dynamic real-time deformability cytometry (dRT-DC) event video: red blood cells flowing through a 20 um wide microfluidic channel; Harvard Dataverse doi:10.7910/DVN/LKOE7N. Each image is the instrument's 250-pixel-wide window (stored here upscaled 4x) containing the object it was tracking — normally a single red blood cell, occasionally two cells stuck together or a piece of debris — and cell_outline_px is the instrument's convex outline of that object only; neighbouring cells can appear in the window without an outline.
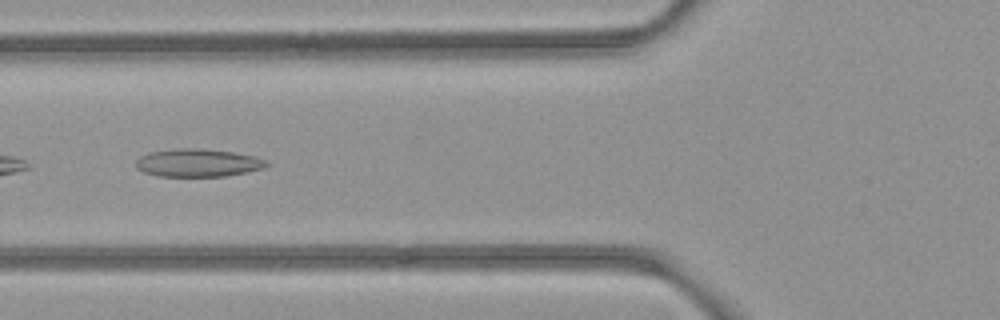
{"species": "common noctule bat (a hibernating species)", "species_latin": "Nyctalus noctula", "temperature_condition": "room temperature", "stored_images_in_passage": 7, "camera_frame_rate_fps": 3000, "um_per_image_px": 0.085, "animal": {"sex": "female", "body_mass_g": 21.9}, "frame": {"image": 1, "passage_image": 6, "time_ms": 1.667, "image_size_px": [1000, 320], "cell_outline_px": [[272, 164], [264, 168], [248, 172], [224, 176], [156, 176], [144, 172], [136, 168], [136, 160], [140, 156], [148, 152], [180, 148], [200, 148], [232, 152], [252, 156], [264, 160]], "centroid_in_image_um": [16.8, 13.84], "position_along_channel_um": 109.0, "area_um2": 21.27}}
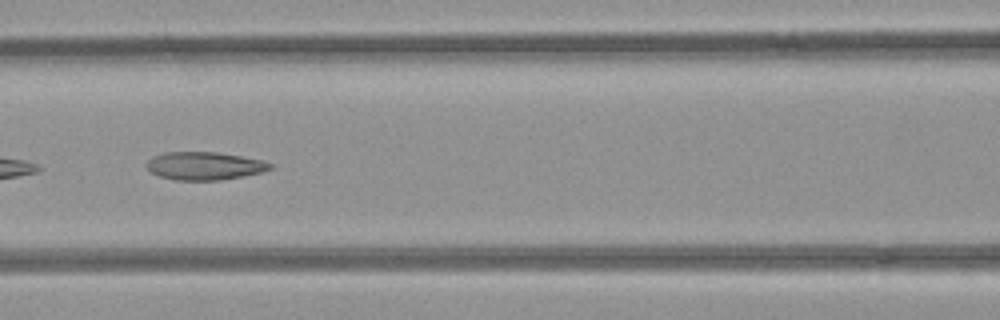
{"frame": {"image": 2, "passage_image": 7, "time_ms": 2.0, "image_size_px": [1000, 320], "cell_outline_px": [[276, 168], [260, 172], [240, 176], [216, 180], [176, 180], [160, 176], [152, 172], [148, 168], [148, 160], [152, 156], [164, 152], [216, 152], [240, 156], [260, 160], [276, 164]], "centroid_in_image_um": [17.41, 14.09], "position_along_channel_um": 149.2, "area_um2": 19.94}}